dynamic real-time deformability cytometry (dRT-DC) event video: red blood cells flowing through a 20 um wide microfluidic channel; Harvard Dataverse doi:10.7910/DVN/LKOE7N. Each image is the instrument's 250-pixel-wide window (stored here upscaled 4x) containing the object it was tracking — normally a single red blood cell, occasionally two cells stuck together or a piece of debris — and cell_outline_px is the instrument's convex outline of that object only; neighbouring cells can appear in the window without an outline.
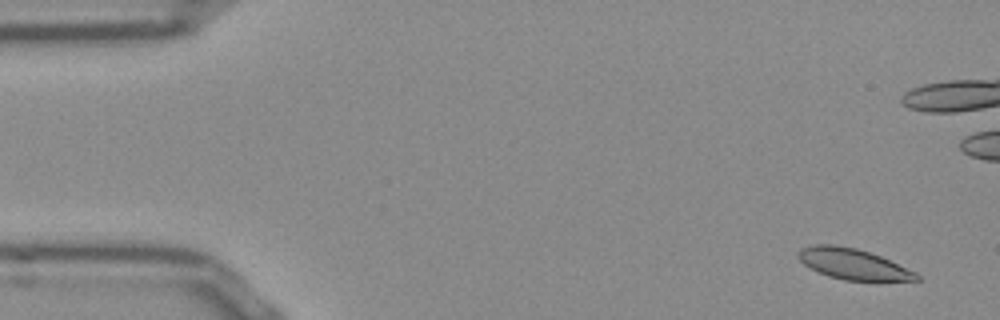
{"species": "Egyptian fruit bat (a non-hibernating species)", "species_latin": "Rousettus aegyptiacus", "temperature_condition": "room temperature", "stored_images_in_passage": 52, "camera_frame_rate_fps": 3000, "um_per_image_px": 0.085, "frame": {"image": 1, "passage_image": 1, "time_ms": 0.0, "image_size_px": [1000, 320], "cell_outline_px": [[920, 280], [844, 280], [828, 276], [804, 264], [796, 256], [796, 252], [800, 248], [812, 244], [832, 244], [856, 248], [880, 256], [916, 272], [920, 276]], "centroid_in_image_um": [72.46, 22.42], "position_along_channel_um": 12.5, "area_um2": 20.98}}
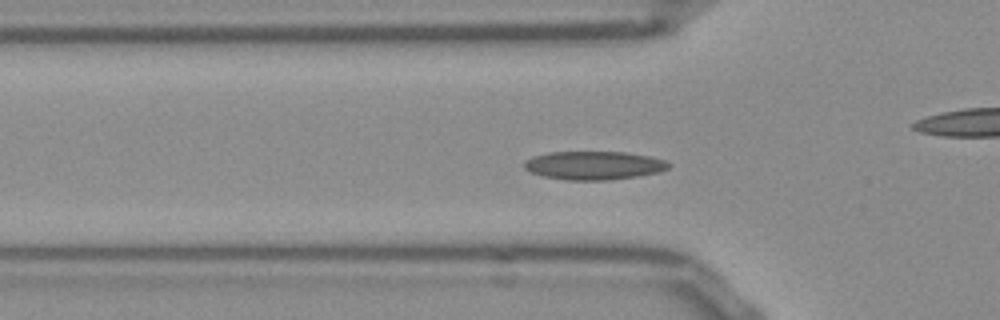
{"frame": {"image": 2, "passage_image": 15, "time_ms": 4.667, "image_size_px": [1000, 320], "cell_outline_px": [[672, 164], [668, 168], [660, 172], [636, 176], [608, 180], [564, 180], [540, 176], [524, 168], [524, 160], [532, 156], [548, 152], [624, 152], [648, 156], [664, 160]], "centroid_in_image_um": [50.44, 14.06], "position_along_channel_um": 75.4, "area_um2": 24.04}}
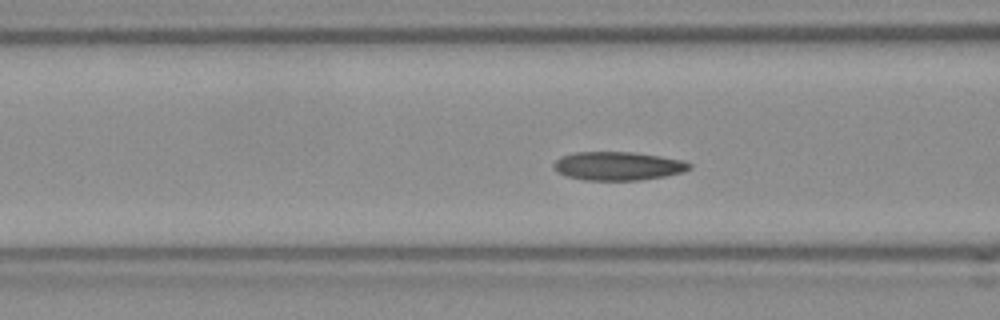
{"frame": {"image": 3, "passage_image": 18, "time_ms": 5.667, "image_size_px": [1000, 320], "cell_outline_px": [[692, 168], [684, 172], [664, 176], [640, 180], [584, 180], [568, 176], [552, 168], [552, 164], [560, 156], [576, 152], [636, 152], [684, 160], [692, 164]], "centroid_in_image_um": [52.55, 14.1], "position_along_channel_um": 114.0, "area_um2": 22.72}, "authors_computed_cell_mechanics": {"area_um2": 22.0507, "velocity_mm_per_s": 3.8056, "shape_relaxation_time_tau1_ms": 2.9258, "shape_relaxation_time_tau2_ms": 2.1508, "deformation_change_tau1": 0.0945, "deformation_change_tau2": 0.0587}}